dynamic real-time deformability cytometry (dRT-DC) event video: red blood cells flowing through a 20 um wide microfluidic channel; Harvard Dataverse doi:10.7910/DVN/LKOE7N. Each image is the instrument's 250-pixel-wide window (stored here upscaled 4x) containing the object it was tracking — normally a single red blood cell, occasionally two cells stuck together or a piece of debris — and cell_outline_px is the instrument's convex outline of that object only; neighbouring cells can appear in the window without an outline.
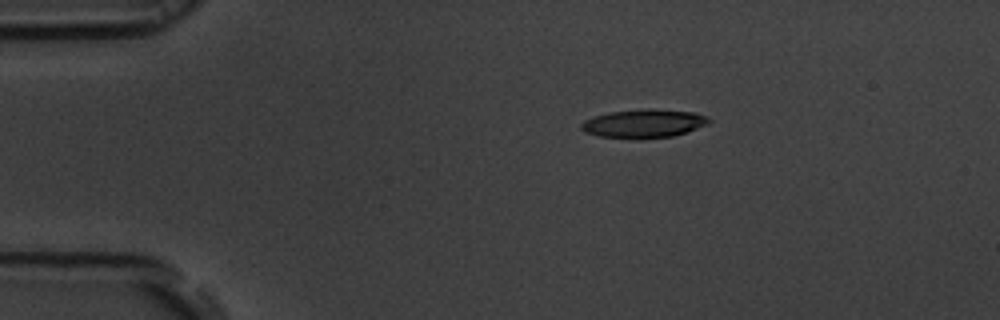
{"species": "common noctule bat (a hibernating species)", "species_latin": "Nyctalus noctula", "temperature_condition": "room temperature", "stored_images_in_passage": 46, "camera_frame_rate_fps": 3000, "um_per_image_px": 0.085, "animal": {"sex": "male", "body_mass_g": 19.5, "forearm_length_mm": 54.6}, "frame": {"image": 1, "passage_image": 1, "time_ms": 0.0, "image_size_px": [1000, 320], "cell_outline_px": [[712, 120], [708, 124], [672, 136], [600, 136], [584, 132], [580, 128], [580, 124], [584, 120], [608, 112], [644, 108], [652, 108], [696, 112], [708, 116]], "centroid_in_image_um": [54.75, 10.44], "position_along_channel_um": 30.2, "area_um2": 20.58}}
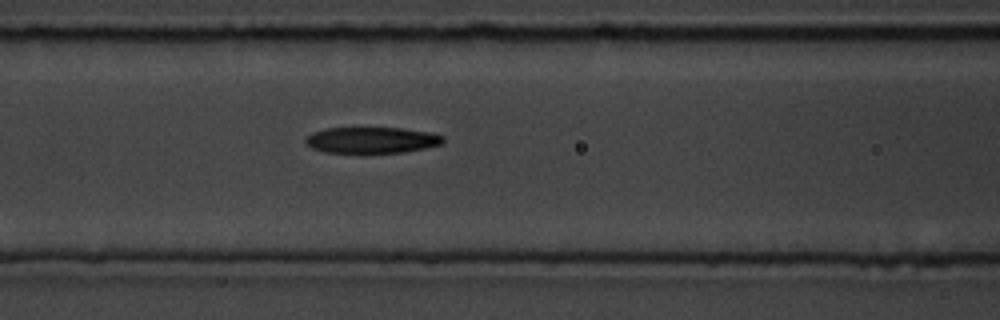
{"frame": {"image": 2, "passage_image": 14, "time_ms": 4.333, "image_size_px": [1000, 320], "cell_outline_px": [[444, 140], [440, 144], [424, 148], [404, 152], [324, 152], [312, 148], [304, 140], [312, 132], [328, 128], [400, 128], [432, 132], [444, 136]], "centroid_in_image_um": [31.61, 11.9], "position_along_channel_um": 135.0, "area_um2": 20.69}}
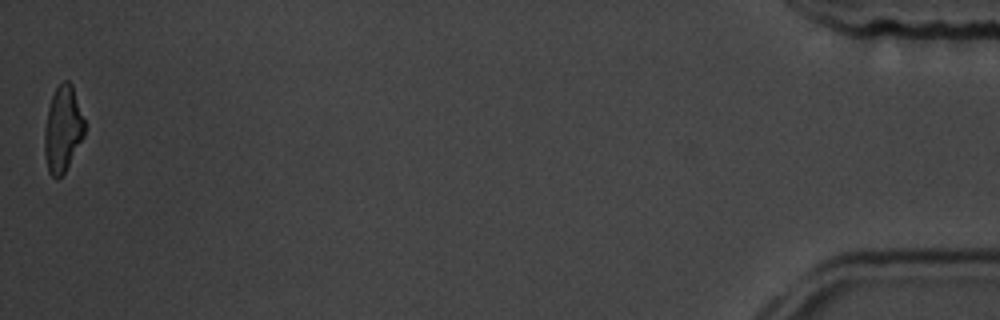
{"frame": {"image": 3, "passage_image": 46, "time_ms": 15.0, "image_size_px": [1000, 320], "cell_outline_px": [[84, 136], [64, 172], [56, 180], [48, 172], [44, 152], [44, 128], [48, 108], [52, 96], [56, 88], [64, 80], [68, 80], [72, 84], [84, 120]], "centroid_in_image_um": [5.31, 10.98], "position_along_channel_um": 429.9, "area_um2": 19.88}, "authors_computed_cell_mechanics": {"area_um2": 21.675, "velocity_mm_per_s": 3.6712, "shape_relaxation_time_tau1_ms": 3.3657, "shape_relaxation_time_tau2_ms": 3.1, "deformation_change_tau1": 0.1589, "deformation_change_tau2": 0.1321}}